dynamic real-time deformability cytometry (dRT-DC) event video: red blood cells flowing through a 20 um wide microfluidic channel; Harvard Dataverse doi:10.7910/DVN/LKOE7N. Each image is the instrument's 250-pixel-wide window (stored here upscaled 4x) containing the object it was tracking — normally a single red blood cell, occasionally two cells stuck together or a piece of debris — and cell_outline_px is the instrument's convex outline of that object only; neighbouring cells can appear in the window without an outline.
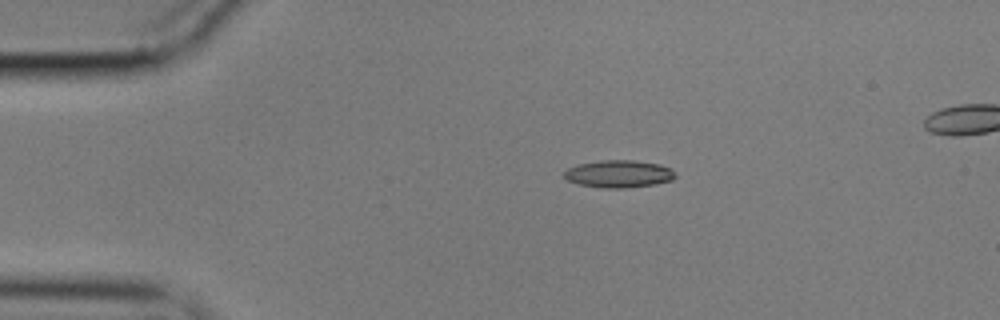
{"species": "common noctule bat (a hibernating species)", "species_latin": "Nyctalus noctula", "temperature_condition": "cold", "stored_images_in_passage": 45, "camera_frame_rate_fps": 3000, "um_per_image_px": 0.085, "animal": {"sex": "male", "body_mass_g": 17.9}, "frame": {"image": 1, "passage_image": 1, "time_ms": 0.0, "image_size_px": [1000, 320], "cell_outline_px": [[676, 176], [672, 180], [656, 184], [628, 188], [604, 188], [580, 184], [568, 180], [564, 176], [564, 172], [568, 168], [576, 164], [600, 160], [632, 160], [660, 164], [672, 168]], "centroid_in_image_um": [52.62, 14.77], "position_along_channel_um": 32.4, "area_um2": 17.86}}
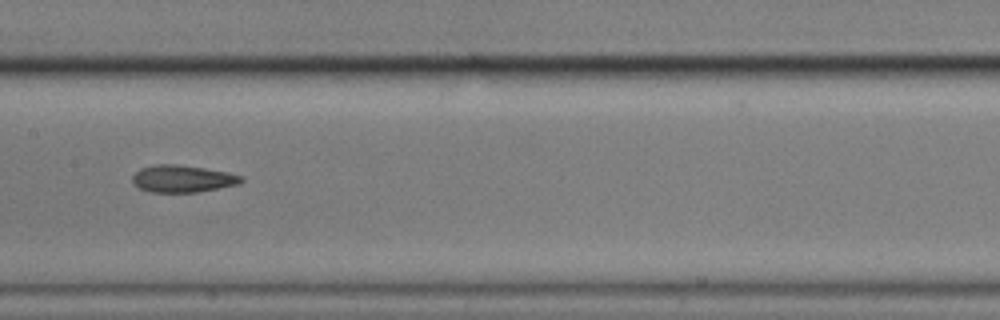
{"frame": {"image": 2, "passage_image": 18, "time_ms": 5.667, "image_size_px": [1000, 320], "cell_outline_px": [[244, 180], [236, 184], [196, 192], [152, 192], [140, 188], [132, 184], [132, 176], [140, 168], [156, 164], [176, 164], [204, 168], [228, 172], [244, 176]], "centroid_in_image_um": [15.49, 15.18], "position_along_channel_um": 191.9, "area_um2": 17.11}}
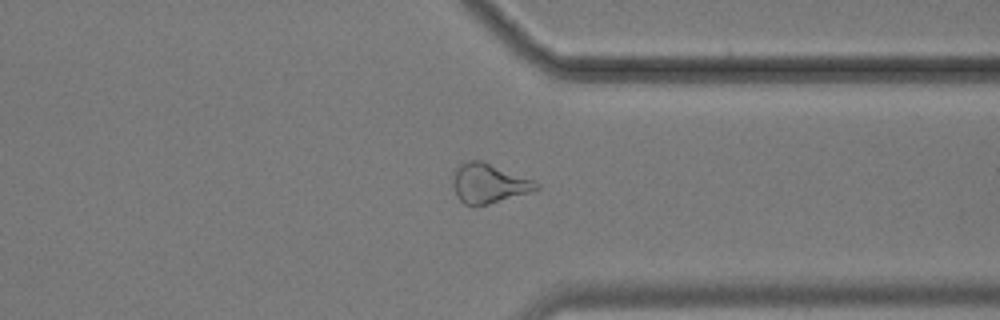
{"frame": {"image": 3, "passage_image": 33, "time_ms": 10.667, "image_size_px": [1000, 320], "cell_outline_px": [[540, 188], [528, 192], [488, 204], [472, 208], [464, 204], [456, 196], [452, 184], [452, 172], [460, 164], [468, 160], [480, 160], [536, 180], [540, 184]], "centroid_in_image_um": [41.5, 15.59], "position_along_channel_um": 369.9, "area_um2": 19.48}}